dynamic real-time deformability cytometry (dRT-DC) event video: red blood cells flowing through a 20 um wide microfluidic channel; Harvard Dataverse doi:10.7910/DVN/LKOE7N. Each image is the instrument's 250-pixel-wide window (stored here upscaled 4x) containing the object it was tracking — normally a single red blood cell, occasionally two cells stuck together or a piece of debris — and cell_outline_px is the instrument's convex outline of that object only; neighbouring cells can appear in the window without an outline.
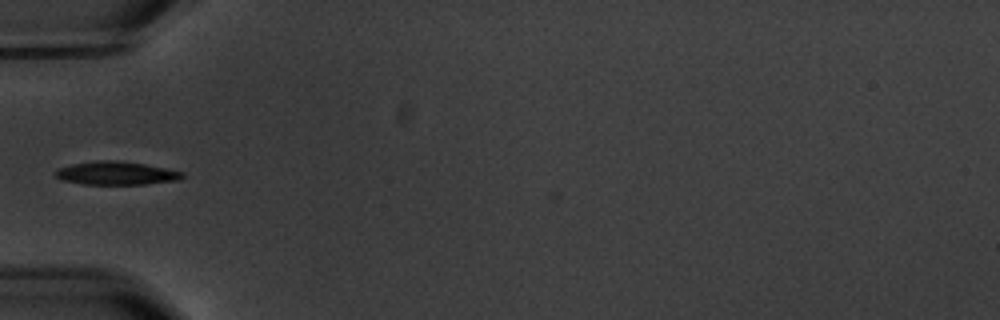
{"species": "common noctule bat (a hibernating species)", "species_latin": "Nyctalus noctula", "temperature_condition": "warm", "stored_images_in_passage": 7, "camera_frame_rate_fps": 3000, "um_per_image_px": 0.085, "animal": {"sex": "male", "body_mass_g": 20.1, "forearm_length_mm": 53.5}, "frame": {"image": 1, "passage_image": 2, "time_ms": 1.333, "image_size_px": [1000, 320], "cell_outline_px": [[184, 176], [180, 180], [144, 184], [84, 184], [64, 180], [56, 176], [56, 172], [60, 168], [72, 164], [100, 160], [116, 160], [144, 164], [184, 172]], "centroid_in_image_um": [9.93, 14.72], "position_along_channel_um": 75.1, "area_um2": 16.94}}
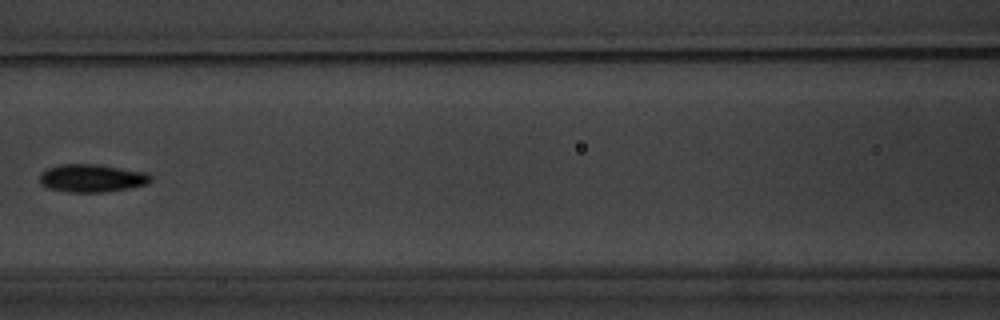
{"frame": {"image": 2, "passage_image": 4, "time_ms": 3.667, "image_size_px": [1000, 320], "cell_outline_px": [[152, 180], [148, 184], [128, 188], [104, 192], [68, 192], [48, 188], [40, 184], [40, 176], [48, 168], [60, 164], [92, 164], [148, 172], [152, 176]], "centroid_in_image_um": [7.83, 15.15], "position_along_channel_um": 158.8, "area_um2": 17.98}}
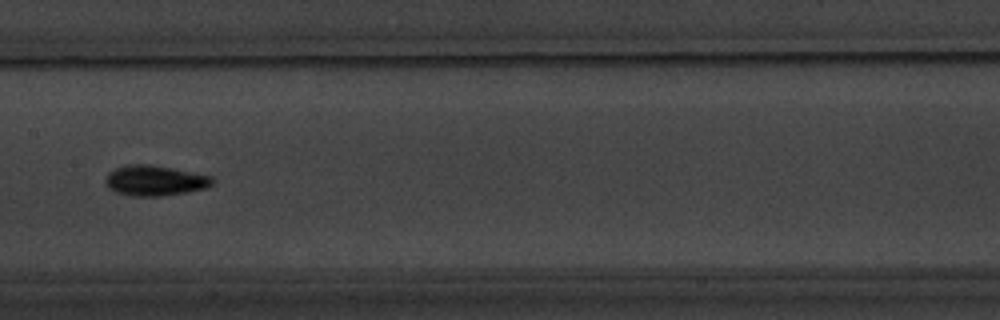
{"frame": {"image": 3, "passage_image": 5, "time_ms": 4.667, "image_size_px": [1000, 320], "cell_outline_px": [[216, 180], [208, 188], [188, 192], [160, 196], [132, 196], [116, 192], [108, 188], [104, 184], [104, 180], [108, 172], [124, 164], [148, 164], [172, 168], [212, 176]], "centroid_in_image_um": [13.15, 15.35], "position_along_channel_um": 194.2, "area_um2": 19.19}}